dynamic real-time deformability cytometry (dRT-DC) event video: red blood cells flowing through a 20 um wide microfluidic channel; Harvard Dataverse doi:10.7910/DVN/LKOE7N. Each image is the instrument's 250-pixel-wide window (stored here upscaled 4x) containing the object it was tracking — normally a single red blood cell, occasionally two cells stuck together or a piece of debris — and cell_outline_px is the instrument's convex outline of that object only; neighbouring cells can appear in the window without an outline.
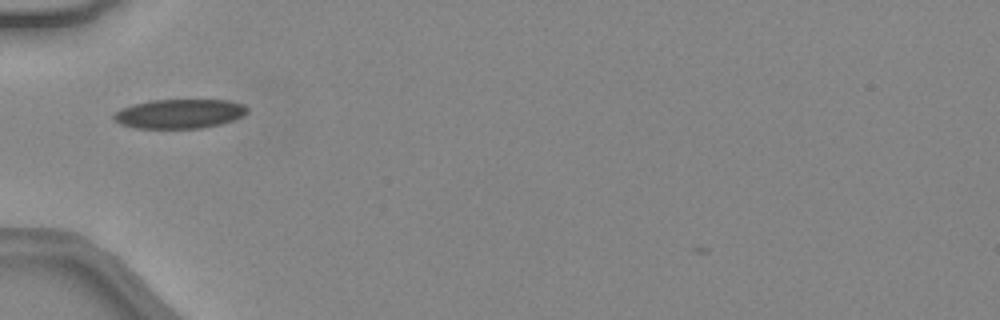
{"species": "common noctule bat (a hibernating species)", "species_latin": "Nyctalus noctula", "temperature_condition": "warm", "stored_images_in_passage": 31, "camera_frame_rate_fps": 3000, "um_per_image_px": 0.085, "animal": {"sex": "female", "body_mass_g": 24.6, "forearm_length_mm": 56.2}, "frame": {"image": 1, "passage_image": 1, "time_ms": 0.0, "image_size_px": [1000, 320], "cell_outline_px": [[248, 112], [244, 116], [220, 124], [204, 128], [136, 128], [120, 124], [112, 120], [112, 116], [120, 108], [132, 104], [152, 100], [228, 100], [244, 104], [248, 108]], "centroid_in_image_um": [15.25, 9.67], "position_along_channel_um": 69.8, "area_um2": 23.0}}
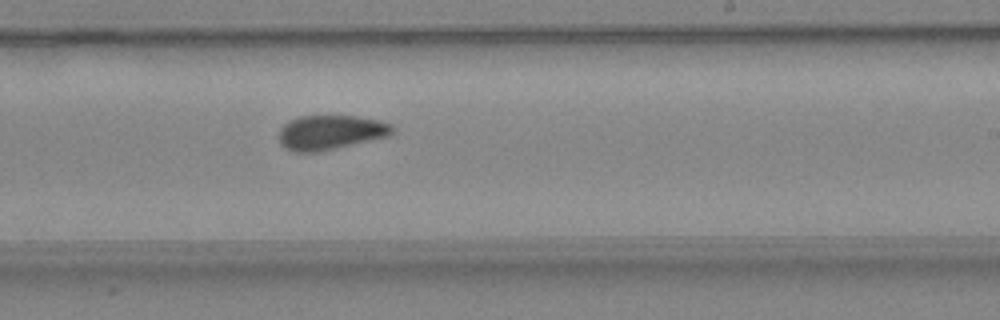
{"frame": {"image": 2, "passage_image": 14, "time_ms": 4.333, "image_size_px": [1000, 320], "cell_outline_px": [[392, 132], [388, 136], [336, 148], [316, 152], [296, 152], [284, 148], [280, 144], [276, 136], [280, 128], [288, 120], [300, 116], [356, 116], [380, 120], [392, 124]], "centroid_in_image_um": [28.02, 11.25], "position_along_channel_um": 261.0, "area_um2": 22.95}}
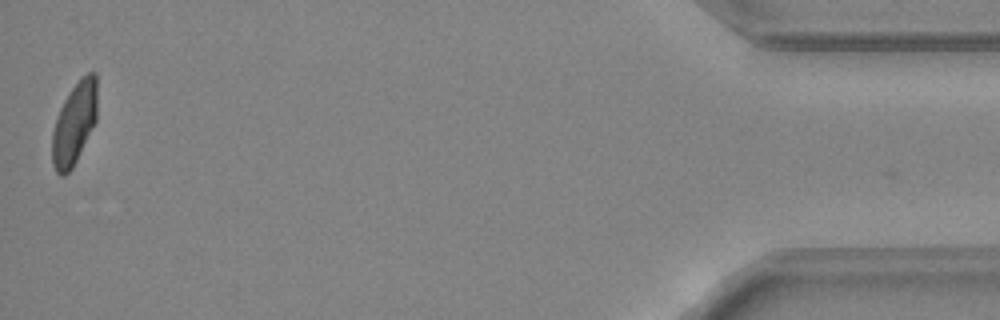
{"frame": {"image": 3, "passage_image": 31, "time_ms": 10.0, "image_size_px": [1000, 320], "cell_outline_px": [[96, 120], [72, 168], [64, 176], [60, 176], [56, 172], [52, 164], [52, 132], [56, 116], [64, 100], [72, 88], [88, 72], [96, 72]], "centroid_in_image_um": [6.29, 10.52], "position_along_channel_um": 428.9, "area_um2": 21.21}, "authors_computed_cell_mechanics": {"area_um2": 22.831, "velocity_mm_per_s": 4.4337, "shape_relaxation_time_tau1_ms": 5.8443, "shape_relaxation_time_tau2_ms": 1.5443, "deformation_change_tau1": 0.1593, "deformation_change_tau2": 0.0699}}